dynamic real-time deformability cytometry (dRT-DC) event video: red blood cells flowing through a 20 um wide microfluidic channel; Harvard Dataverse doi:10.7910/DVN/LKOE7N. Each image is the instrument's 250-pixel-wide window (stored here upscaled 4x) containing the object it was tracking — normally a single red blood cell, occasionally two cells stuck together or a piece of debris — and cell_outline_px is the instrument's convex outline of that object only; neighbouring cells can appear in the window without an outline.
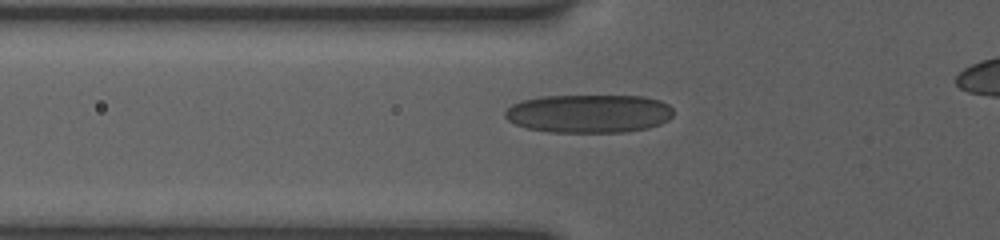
{"species": "human", "species_latin": "Homo sapiens", "temperature_condition": "room temperature", "stored_images_in_passage": 44, "camera_frame_rate_fps": 3000, "um_per_image_px": 0.085, "donor": {"sex": "female"}, "frame": {"image": 1, "passage_image": 3, "time_ms": 0.333, "image_size_px": [1000, 240], "cell_outline_px": [[672, 116], [668, 120], [660, 124], [648, 128], [624, 132], [548, 132], [528, 128], [516, 124], [508, 120], [504, 116], [504, 112], [512, 104], [524, 100], [540, 96], [644, 96], [660, 100], [668, 104], [672, 108]], "centroid_in_image_um": [50.07, 9.65], "position_along_channel_um": 75.7, "area_um2": 37.74}}
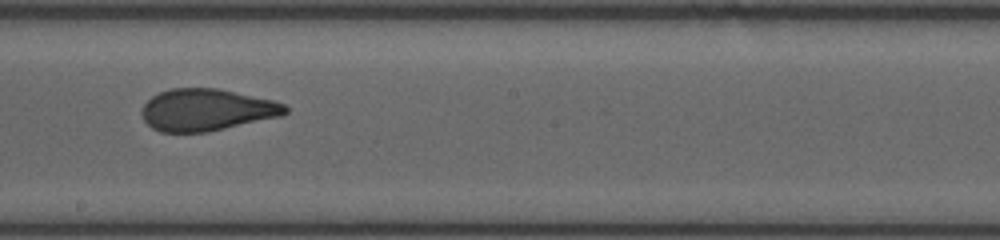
{"frame": {"image": 2, "passage_image": 21, "time_ms": 4.333, "image_size_px": [1000, 240], "cell_outline_px": [[288, 112], [284, 116], [208, 132], [160, 132], [152, 128], [144, 120], [140, 112], [144, 104], [152, 96], [160, 92], [172, 88], [216, 88], [272, 100], [284, 104], [288, 108]], "centroid_in_image_um": [17.57, 9.35], "position_along_channel_um": 230.6, "area_um2": 35.14}}
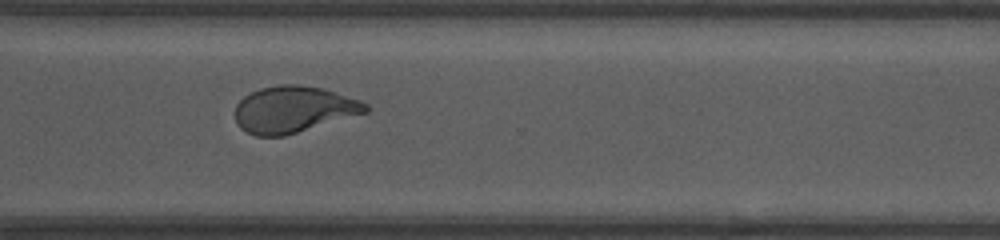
{"frame": {"image": 3, "passage_image": 43, "time_ms": 7.333, "image_size_px": [1000, 240], "cell_outline_px": [[368, 112], [284, 136], [256, 136], [240, 128], [236, 124], [236, 104], [244, 96], [260, 88], [280, 84], [296, 84], [324, 88], [360, 100], [368, 104]], "centroid_in_image_um": [24.95, 9.29], "position_along_channel_um": 345.7, "area_um2": 35.37}}